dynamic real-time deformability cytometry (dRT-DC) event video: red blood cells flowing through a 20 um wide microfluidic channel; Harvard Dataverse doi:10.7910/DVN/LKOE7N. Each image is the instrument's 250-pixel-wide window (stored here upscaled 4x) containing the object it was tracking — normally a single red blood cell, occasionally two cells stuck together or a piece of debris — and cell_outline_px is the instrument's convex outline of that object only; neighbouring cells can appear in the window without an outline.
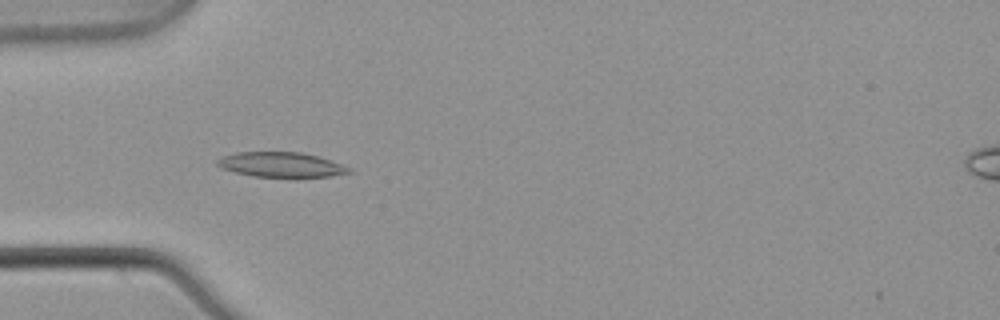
{"species": "common noctule bat (a hibernating species)", "species_latin": "Nyctalus noctula", "temperature_condition": "warm", "stored_images_in_passage": 5, "camera_frame_rate_fps": 3000, "um_per_image_px": 0.085, "animal": {"sex": "male", "body_mass_g": 21.5, "forearm_length_mm": 52.0}, "frame": {"image": 1, "passage_image": 4, "time_ms": 1.0, "image_size_px": [1000, 320], "cell_outline_px": [[352, 172], [328, 176], [252, 176], [236, 172], [224, 168], [216, 164], [216, 160], [224, 156], [236, 152], [300, 152], [316, 156], [352, 168]], "centroid_in_image_um": [23.87, 13.98], "position_along_channel_um": 61.1, "area_um2": 18.55}}
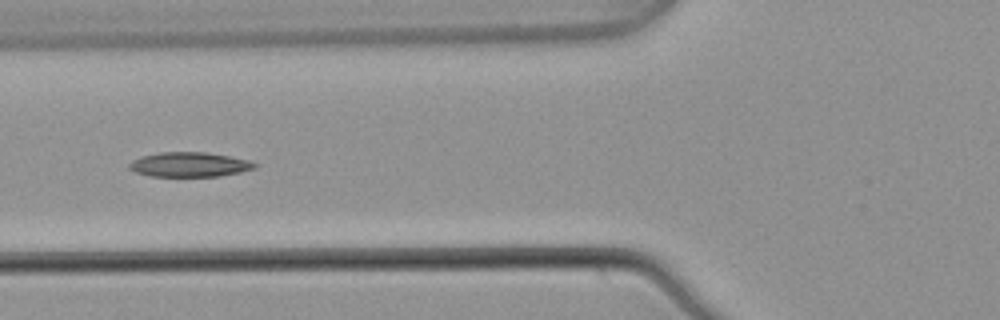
{"frame": {"image": 2, "passage_image": 5, "time_ms": 1.333, "image_size_px": [1000, 320], "cell_outline_px": [[260, 164], [256, 168], [240, 172], [220, 176], [152, 176], [136, 172], [128, 168], [128, 164], [132, 160], [140, 156], [160, 152], [208, 152], [248, 160]], "centroid_in_image_um": [16.11, 13.98], "position_along_channel_um": 109.7, "area_um2": 18.09}}